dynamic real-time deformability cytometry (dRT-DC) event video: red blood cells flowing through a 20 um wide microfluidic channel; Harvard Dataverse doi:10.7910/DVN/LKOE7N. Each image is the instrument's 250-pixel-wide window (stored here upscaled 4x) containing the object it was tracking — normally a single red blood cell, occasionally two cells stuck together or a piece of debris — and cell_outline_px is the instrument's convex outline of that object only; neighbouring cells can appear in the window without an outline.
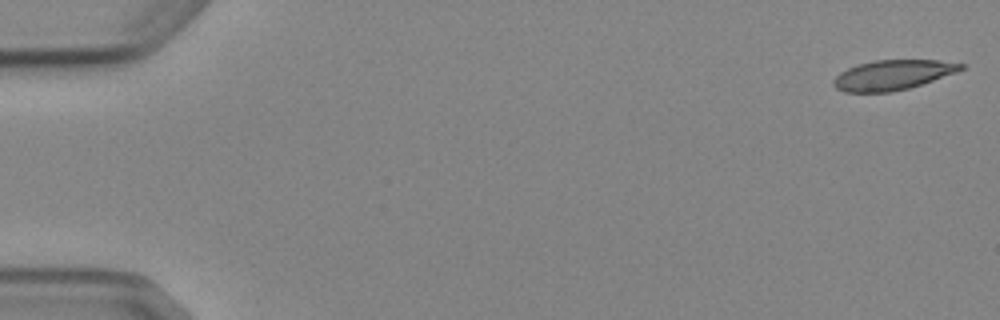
{"species": "Egyptian fruit bat (a non-hibernating species)", "species_latin": "Rousettus aegyptiacus", "temperature_condition": "cold", "stored_images_in_passage": 6, "camera_frame_rate_fps": 3000, "um_per_image_px": 0.085, "animal": {"sex": "female"}, "frame": {"image": 1, "passage_image": 1, "time_ms": 0.0, "image_size_px": [1000, 320], "cell_outline_px": [[964, 68], [956, 72], [908, 88], [892, 92], [844, 92], [836, 88], [832, 84], [832, 80], [840, 72], [856, 64], [876, 60], [936, 60], [964, 64]], "centroid_in_image_um": [75.82, 6.37], "position_along_channel_um": 9.2, "area_um2": 22.02}}
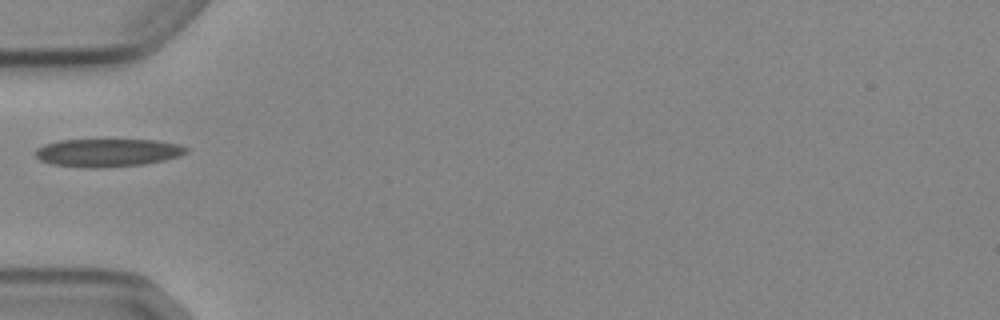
{"frame": {"image": 2, "passage_image": 5, "time_ms": 5.667, "image_size_px": [1000, 320], "cell_outline_px": [[188, 152], [180, 156], [164, 160], [144, 164], [100, 168], [80, 168], [52, 164], [40, 160], [36, 156], [36, 148], [44, 144], [60, 140], [156, 140], [180, 144], [188, 148]], "centroid_in_image_um": [9.15, 12.98], "position_along_channel_um": 75.8, "area_um2": 24.8}}
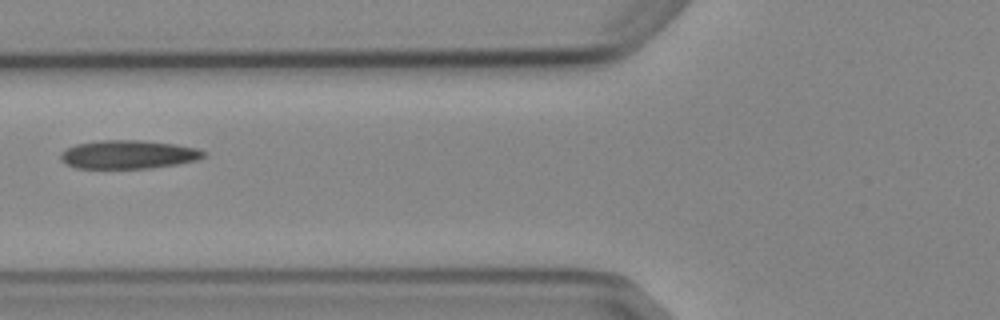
{"frame": {"image": 3, "passage_image": 6, "time_ms": 6.667, "image_size_px": [1000, 320], "cell_outline_px": [[208, 156], [196, 160], [176, 164], [152, 168], [76, 168], [64, 164], [60, 160], [60, 152], [76, 144], [100, 140], [144, 140], [172, 144], [196, 148], [204, 152]], "centroid_in_image_um": [10.87, 13.13], "position_along_channel_um": 114.9, "area_um2": 23.81}}